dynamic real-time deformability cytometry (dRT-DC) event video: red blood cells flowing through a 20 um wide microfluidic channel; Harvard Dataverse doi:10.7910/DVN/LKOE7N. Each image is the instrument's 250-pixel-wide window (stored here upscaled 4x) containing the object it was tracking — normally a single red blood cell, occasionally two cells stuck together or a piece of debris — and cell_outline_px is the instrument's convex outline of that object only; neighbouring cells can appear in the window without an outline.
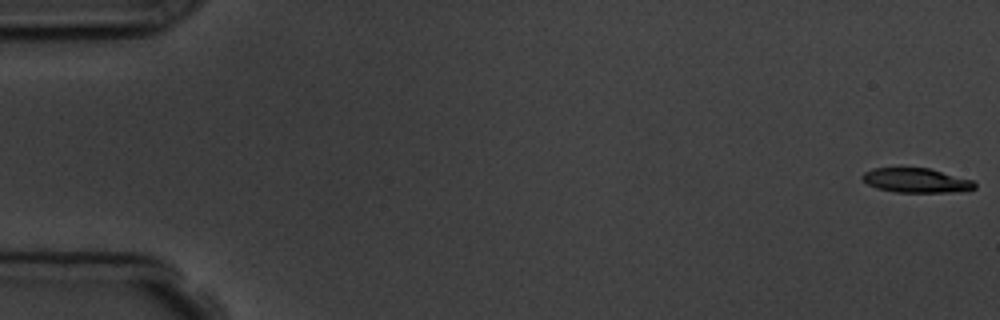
{"species": "common noctule bat (a hibernating species)", "species_latin": "Nyctalus noctula", "temperature_condition": "room temperature", "stored_images_in_passage": 11, "camera_frame_rate_fps": 3000, "um_per_image_px": 0.085, "animal": {"sex": "male", "body_mass_g": 19.5, "forearm_length_mm": 54.6}, "frame": {"image": 1, "passage_image": 1, "time_ms": 0.0, "image_size_px": [1000, 320], "cell_outline_px": [[976, 188], [968, 192], [896, 192], [876, 188], [868, 184], [860, 176], [864, 172], [872, 168], [928, 168], [972, 180], [976, 184]], "centroid_in_image_um": [77.9, 15.35], "position_along_channel_um": 7.1, "area_um2": 16.07}}
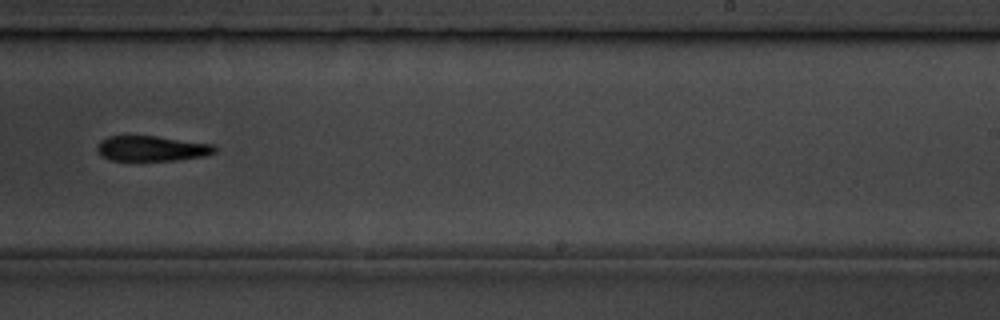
{"frame": {"image": 2, "passage_image": 10, "time_ms": 11.0, "image_size_px": [1000, 320], "cell_outline_px": [[216, 152], [204, 156], [176, 160], [112, 160], [100, 156], [96, 148], [96, 144], [100, 140], [108, 136], [156, 136], [216, 144]], "centroid_in_image_um": [12.9, 12.61], "position_along_channel_um": 276.1, "area_um2": 17.46}}
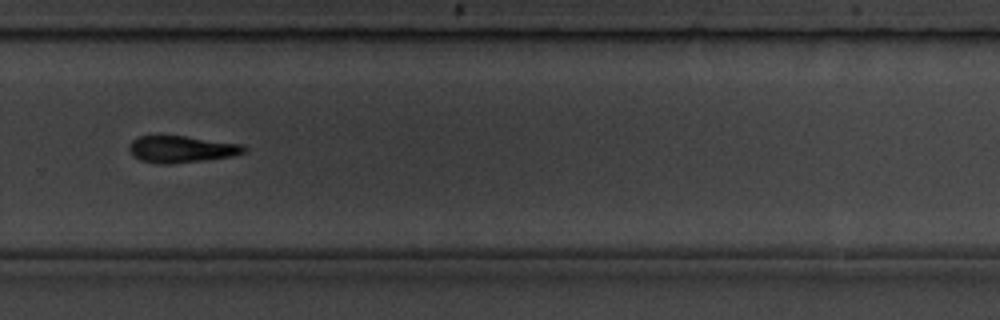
{"frame": {"image": 3, "passage_image": 11, "time_ms": 12.0, "image_size_px": [1000, 320], "cell_outline_px": [[248, 148], [244, 152], [232, 156], [204, 160], [172, 164], [156, 164], [140, 160], [132, 156], [128, 148], [128, 144], [132, 140], [140, 136], [184, 136], [244, 144]], "centroid_in_image_um": [15.4, 12.69], "position_along_channel_um": 314.4, "area_um2": 18.09}}